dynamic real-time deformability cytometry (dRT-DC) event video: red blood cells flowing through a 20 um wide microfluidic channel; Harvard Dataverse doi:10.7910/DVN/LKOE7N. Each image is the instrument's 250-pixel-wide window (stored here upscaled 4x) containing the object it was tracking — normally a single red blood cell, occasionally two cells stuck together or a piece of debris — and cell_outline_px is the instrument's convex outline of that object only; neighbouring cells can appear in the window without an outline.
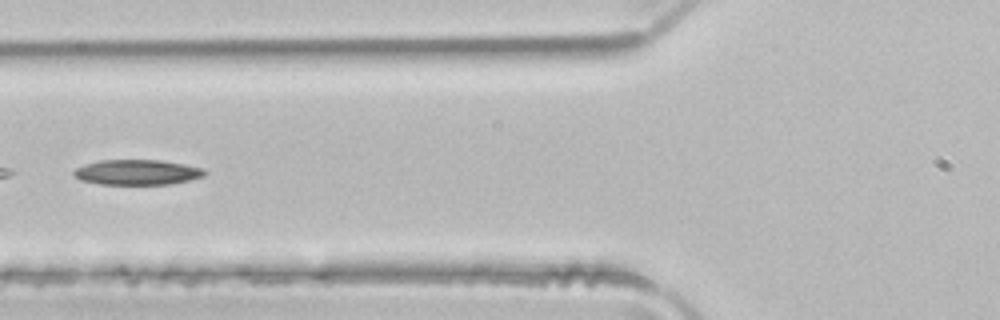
{"species": "common noctule bat (a hibernating species)", "species_latin": "Nyctalus noctula", "temperature_condition": "room temperature", "stored_images_in_passage": 5, "camera_frame_rate_fps": 3000, "um_per_image_px": 0.085, "animal": {"sex": "male", "body_mass_g": 21.5, "forearm_length_mm": 52.0}, "frame": {"image": 1, "passage_image": 5, "time_ms": 1.333, "image_size_px": [1000, 320], "cell_outline_px": [[208, 172], [204, 176], [188, 180], [168, 184], [100, 184], [80, 180], [72, 176], [72, 172], [76, 168], [84, 164], [100, 160], [160, 160], [184, 164], [204, 168]], "centroid_in_image_um": [11.63, 14.64], "position_along_channel_um": 114.2, "area_um2": 19.31}}